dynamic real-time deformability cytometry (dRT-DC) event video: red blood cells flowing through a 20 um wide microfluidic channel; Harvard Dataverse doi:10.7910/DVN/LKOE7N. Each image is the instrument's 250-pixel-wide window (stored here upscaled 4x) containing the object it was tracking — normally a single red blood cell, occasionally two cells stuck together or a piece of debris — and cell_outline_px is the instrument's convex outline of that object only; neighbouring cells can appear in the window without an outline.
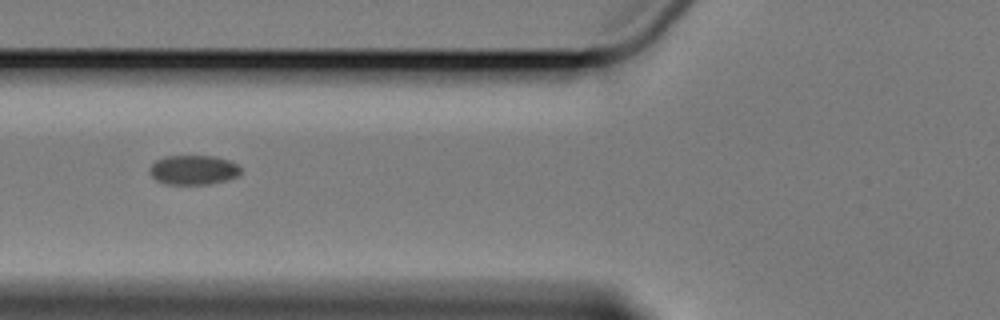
{"species": "Egyptian fruit bat (a non-hibernating species)", "species_latin": "Rousettus aegyptiacus", "temperature_condition": "cold", "stored_images_in_passage": 9, "camera_frame_rate_fps": 3000, "um_per_image_px": 0.085, "animal": {"sex": "female"}, "frame": {"image": 1, "passage_image": 6, "time_ms": 7.0, "image_size_px": [1000, 320], "cell_outline_px": [[240, 176], [228, 180], [208, 184], [164, 184], [156, 180], [152, 176], [152, 164], [156, 160], [164, 156], [216, 156], [228, 160], [236, 164], [240, 168]], "centroid_in_image_um": [16.48, 14.45], "position_along_channel_um": 109.3, "area_um2": 15.61}}
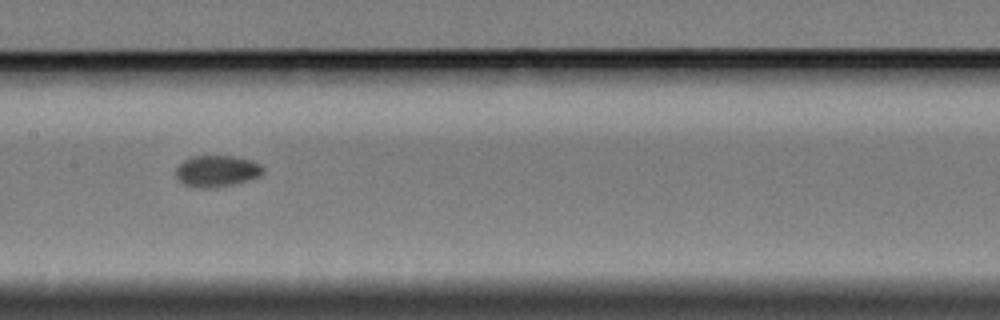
{"frame": {"image": 2, "passage_image": 8, "time_ms": 9.333, "image_size_px": [1000, 320], "cell_outline_px": [[264, 172], [260, 176], [232, 184], [212, 188], [200, 188], [184, 184], [176, 176], [176, 168], [184, 160], [192, 156], [232, 156], [252, 160], [260, 164], [264, 168]], "centroid_in_image_um": [18.44, 14.53], "position_along_channel_um": 189.0, "area_um2": 15.84}}
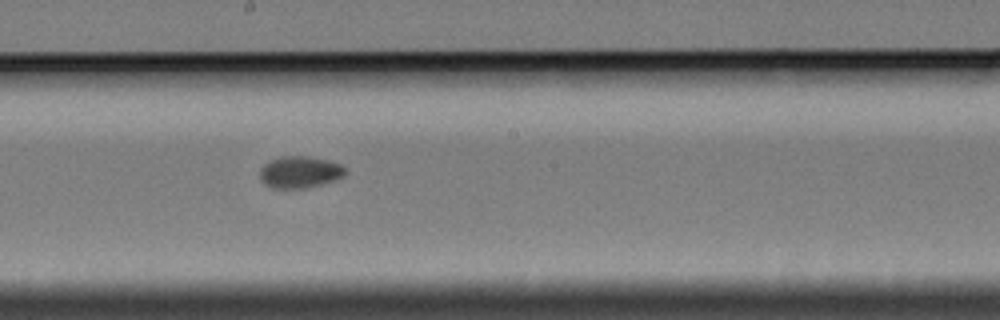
{"frame": {"image": 3, "passage_image": 9, "time_ms": 10.333, "image_size_px": [1000, 320], "cell_outline_px": [[348, 172], [344, 176], [336, 180], [304, 188], [272, 188], [264, 184], [260, 180], [260, 168], [264, 164], [280, 156], [308, 156], [328, 160], [340, 164], [348, 168]], "centroid_in_image_um": [25.51, 14.62], "position_along_channel_um": 222.7, "area_um2": 16.01}}